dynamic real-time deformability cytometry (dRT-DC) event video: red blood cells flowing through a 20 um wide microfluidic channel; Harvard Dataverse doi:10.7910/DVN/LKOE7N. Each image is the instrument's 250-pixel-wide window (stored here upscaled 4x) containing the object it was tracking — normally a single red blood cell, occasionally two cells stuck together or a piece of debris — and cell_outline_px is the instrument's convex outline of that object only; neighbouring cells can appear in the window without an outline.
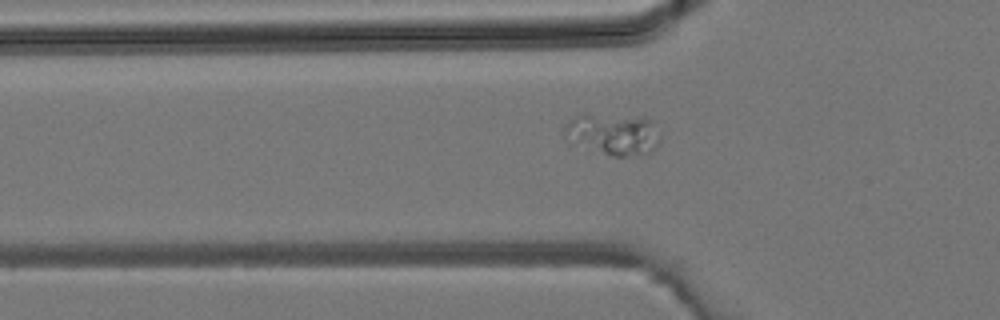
{"species": "common noctule bat (a hibernating species)", "species_latin": "Nyctalus noctula", "temperature_condition": "room temperature", "stored_images_in_passage": 3, "camera_frame_rate_fps": 3000, "um_per_image_px": 0.085, "animal": {"sex": "male", "body_mass_g": 19.2, "forearm_length_mm": 51.8}, "frame": {"image": 1, "passage_image": 3, "time_ms": 0.667, "image_size_px": [1000, 320], "cell_outline_px": [[660, 144], [652, 152], [636, 156], [612, 156], [568, 144], [560, 136], [560, 128], [572, 116], [644, 116], [652, 120], [660, 136]], "centroid_in_image_um": [52.03, 11.44], "position_along_channel_um": 73.8, "area_um2": 24.04}}